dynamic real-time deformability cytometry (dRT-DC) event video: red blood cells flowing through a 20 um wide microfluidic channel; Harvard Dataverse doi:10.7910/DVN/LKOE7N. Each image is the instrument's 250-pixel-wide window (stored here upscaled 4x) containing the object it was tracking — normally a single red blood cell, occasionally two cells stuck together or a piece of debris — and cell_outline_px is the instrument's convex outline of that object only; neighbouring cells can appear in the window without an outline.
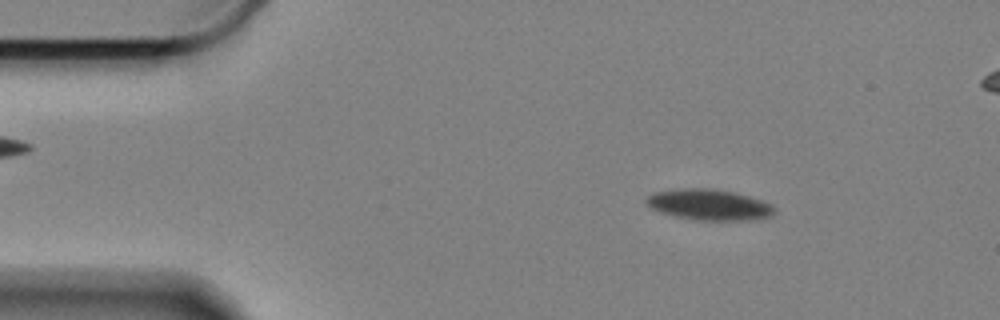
{"species": "Egyptian fruit bat (a non-hibernating species)", "species_latin": "Rousettus aegyptiacus", "temperature_condition": "cold", "stored_images_in_passage": 60, "segment_of_instrument_passage": [1, 2], "camera_frame_rate_fps": 3000, "um_per_image_px": 0.085, "animal": {"sex": "female"}, "frame": {"image": 1, "passage_image": 7, "time_ms": 2.0, "image_size_px": [1000, 320], "cell_outline_px": [[776, 212], [772, 216], [752, 220], [692, 220], [676, 216], [652, 208], [644, 200], [648, 196], [656, 192], [688, 188], [716, 188], [748, 196], [772, 204], [776, 208]], "centroid_in_image_um": [60.34, 17.4], "position_along_channel_um": 24.7, "area_um2": 22.89}}
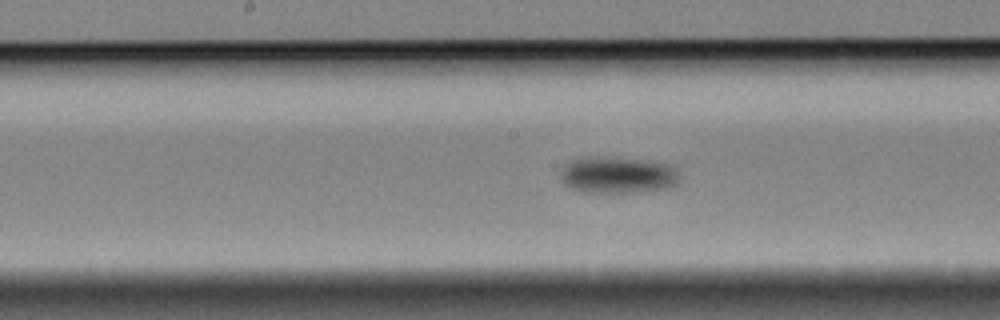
{"frame": {"image": 2, "passage_image": 28, "time_ms": 9.0, "image_size_px": [1000, 320], "cell_outline_px": [[680, 180], [676, 184], [668, 188], [632, 192], [588, 192], [572, 188], [564, 184], [560, 176], [560, 172], [564, 164], [568, 160], [580, 156], [608, 156], [640, 160], [664, 164], [672, 168], [676, 172]], "centroid_in_image_um": [52.4, 14.85], "position_along_channel_um": 195.8, "area_um2": 25.37}}
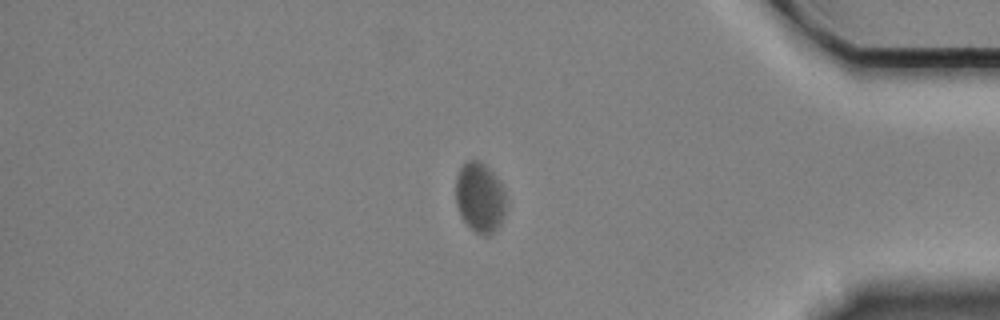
{"frame": {"image": 3, "passage_image": 49, "time_ms": 16.0, "image_size_px": [1000, 320], "cell_outline_px": [[504, 216], [500, 224], [488, 236], [484, 236], [476, 232], [464, 220], [456, 204], [456, 176], [460, 168], [468, 160], [480, 160], [500, 180], [504, 192]], "centroid_in_image_um": [40.78, 16.76], "position_along_channel_um": 394.4, "area_um2": 20.23}}